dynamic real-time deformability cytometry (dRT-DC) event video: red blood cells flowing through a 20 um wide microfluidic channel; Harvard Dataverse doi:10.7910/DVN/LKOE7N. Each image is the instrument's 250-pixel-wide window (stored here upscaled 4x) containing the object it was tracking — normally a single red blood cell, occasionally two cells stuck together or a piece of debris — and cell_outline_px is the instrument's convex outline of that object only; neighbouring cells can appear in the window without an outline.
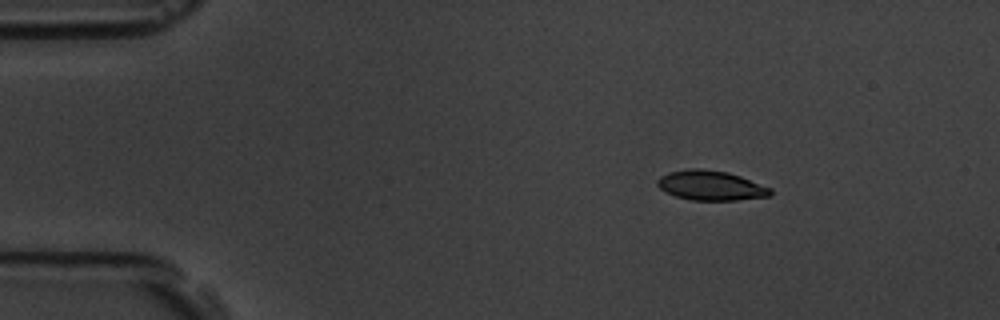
{"species": "common noctule bat (a hibernating species)", "species_latin": "Nyctalus noctula", "temperature_condition": "room temperature", "stored_images_in_passage": 5, "camera_frame_rate_fps": 3000, "um_per_image_px": 0.085, "animal": {"sex": "male", "body_mass_g": 19.5, "forearm_length_mm": 54.6}, "frame": {"image": 1, "passage_image": 2, "time_ms": 1.0, "image_size_px": [1000, 320], "cell_outline_px": [[772, 196], [736, 200], [692, 200], [676, 196], [660, 188], [656, 184], [656, 180], [660, 176], [668, 172], [688, 168], [700, 168], [728, 172], [740, 176], [772, 188]], "centroid_in_image_um": [60.43, 15.76], "position_along_channel_um": 24.6, "area_um2": 19.65}}